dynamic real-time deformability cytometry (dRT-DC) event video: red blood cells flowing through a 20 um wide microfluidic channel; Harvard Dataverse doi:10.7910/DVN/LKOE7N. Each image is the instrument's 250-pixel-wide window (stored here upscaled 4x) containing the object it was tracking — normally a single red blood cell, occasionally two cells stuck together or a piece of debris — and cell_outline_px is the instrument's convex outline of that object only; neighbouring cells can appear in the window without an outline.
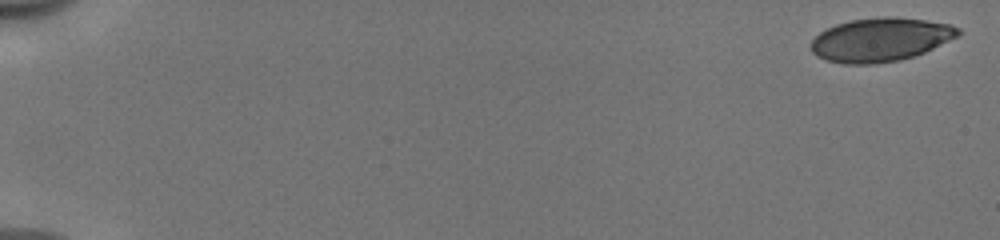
{"species": "human", "species_latin": "Homo sapiens", "temperature_condition": "cold", "stored_images_in_passage": 20, "camera_frame_rate_fps": 3000, "um_per_image_px": 0.085, "donor": {"sex": "male"}, "frame": {"image": 1, "passage_image": 1, "time_ms": 0.0, "image_size_px": [1000, 240], "cell_outline_px": [[960, 36], [924, 52], [900, 60], [876, 64], [844, 64], [828, 60], [816, 56], [808, 48], [812, 40], [820, 32], [836, 24], [852, 20], [884, 16], [896, 16], [924, 20], [948, 24], [960, 28]], "centroid_in_image_um": [74.83, 3.37], "position_along_channel_um": 10.2, "area_um2": 37.51}}
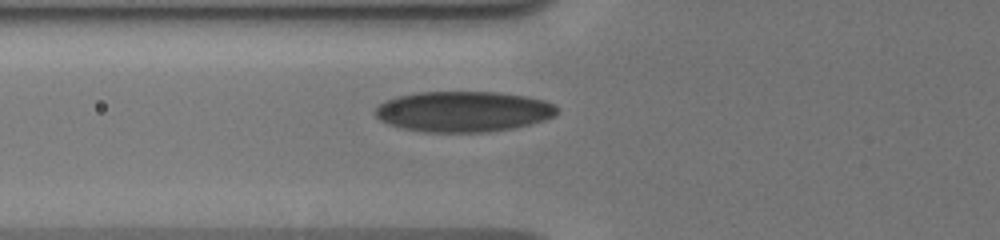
{"frame": {"image": 2, "passage_image": 17, "time_ms": 5.333, "image_size_px": [1000, 240], "cell_outline_px": [[556, 116], [544, 120], [516, 128], [492, 132], [424, 132], [400, 128], [388, 124], [380, 120], [372, 112], [380, 104], [396, 96], [420, 92], [496, 92], [528, 96], [544, 100], [552, 104], [556, 108]], "centroid_in_image_um": [39.38, 9.49], "position_along_channel_um": 86.4, "area_um2": 43.29}}
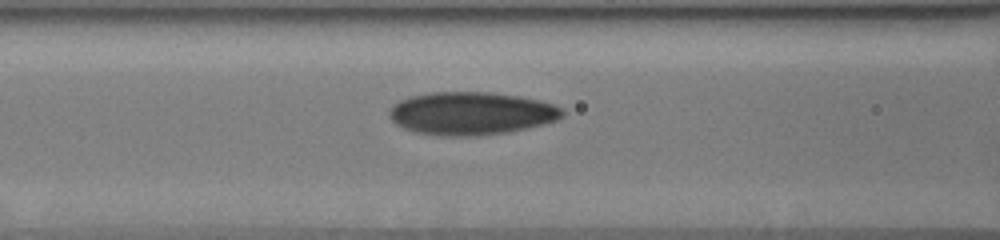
{"frame": {"image": 3, "passage_image": 20, "time_ms": 6.333, "image_size_px": [1000, 240], "cell_outline_px": [[564, 116], [556, 120], [544, 124], [508, 132], [480, 136], [440, 136], [416, 132], [404, 128], [396, 124], [388, 116], [388, 108], [400, 100], [412, 96], [432, 92], [488, 92], [520, 96], [540, 100], [564, 108]], "centroid_in_image_um": [40.06, 9.64], "position_along_channel_um": 126.5, "area_um2": 43.58}}